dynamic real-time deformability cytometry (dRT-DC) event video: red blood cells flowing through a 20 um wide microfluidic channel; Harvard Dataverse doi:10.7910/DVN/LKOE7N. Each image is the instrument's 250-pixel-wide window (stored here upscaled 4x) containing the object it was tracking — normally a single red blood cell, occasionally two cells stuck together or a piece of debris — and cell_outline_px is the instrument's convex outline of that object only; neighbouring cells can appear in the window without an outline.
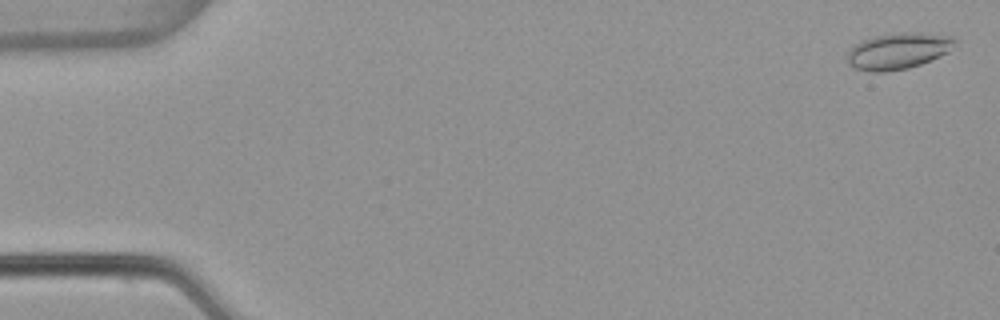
{"species": "common noctule bat (a hibernating species)", "species_latin": "Nyctalus noctula", "temperature_condition": "warm", "stored_images_in_passage": 5, "camera_frame_rate_fps": 3000, "um_per_image_px": 0.085, "animal": {"sex": "female", "body_mass_g": 22.7, "forearm_length_mm": 54.2}, "frame": {"image": 1, "passage_image": 1, "time_ms": 0.0, "image_size_px": [1000, 320], "cell_outline_px": [[956, 40], [948, 52], [940, 56], [920, 64], [908, 68], [884, 72], [872, 72], [852, 68], [848, 64], [848, 52], [860, 40], [876, 36], [904, 32], [920, 32], [956, 36]], "centroid_in_image_um": [76.35, 4.33], "position_along_channel_um": 8.7, "area_um2": 22.77}}